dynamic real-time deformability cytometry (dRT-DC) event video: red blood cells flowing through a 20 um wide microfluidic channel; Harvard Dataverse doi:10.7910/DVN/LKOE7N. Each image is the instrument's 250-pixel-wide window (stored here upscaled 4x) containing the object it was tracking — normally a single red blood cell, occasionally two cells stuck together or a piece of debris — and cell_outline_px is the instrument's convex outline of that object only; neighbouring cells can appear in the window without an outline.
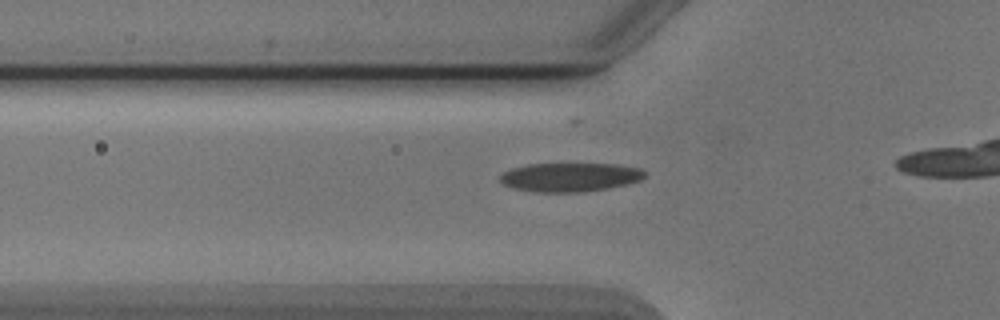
{"species": "Egyptian fruit bat (a non-hibernating species)", "species_latin": "Rousettus aegyptiacus", "temperature_condition": "cold", "stored_images_in_passage": 19, "camera_frame_rate_fps": 3000, "um_per_image_px": 0.085, "animal": {"sex": "male"}, "frame": {"image": 1, "passage_image": 7, "time_ms": 2.0, "image_size_px": [1000, 320], "cell_outline_px": [[648, 172], [640, 180], [608, 188], [580, 192], [532, 192], [512, 188], [504, 184], [500, 180], [500, 176], [504, 172], [512, 168], [528, 164], [616, 164], [640, 168]], "centroid_in_image_um": [48.44, 15.06], "position_along_channel_um": 77.4, "area_um2": 24.28}}
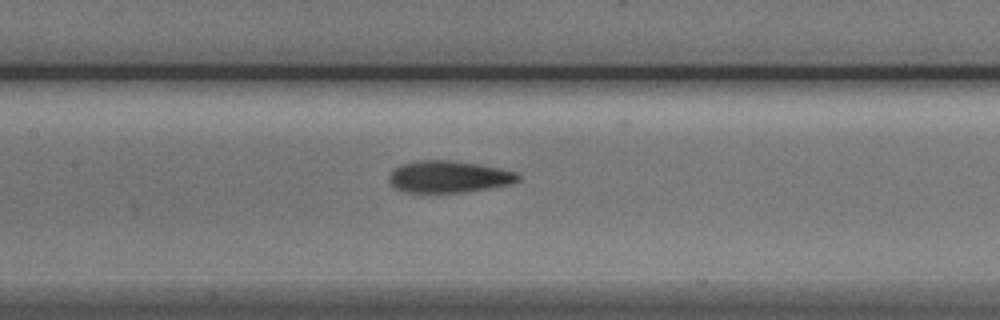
{"frame": {"image": 2, "passage_image": 14, "time_ms": 4.333, "image_size_px": [1000, 320], "cell_outline_px": [[520, 180], [512, 184], [464, 192], [404, 192], [392, 188], [388, 180], [388, 176], [392, 168], [400, 164], [416, 160], [448, 160], [476, 164], [516, 172], [520, 176]], "centroid_in_image_um": [38.06, 15.02], "position_along_channel_um": 169.3, "area_um2": 24.1}}
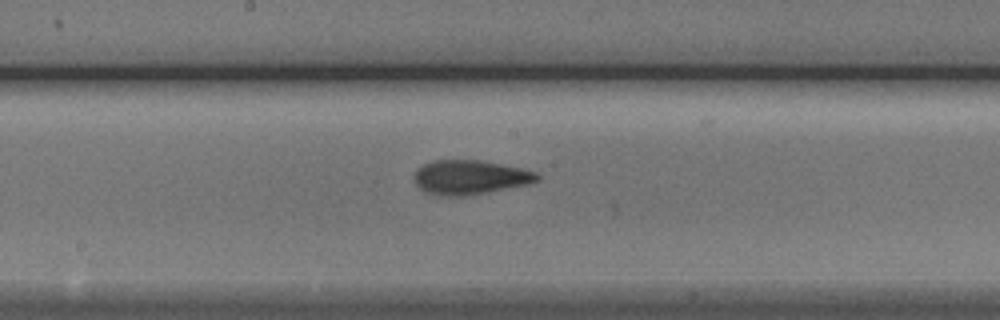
{"frame": {"image": 3, "passage_image": 17, "time_ms": 5.333, "image_size_px": [1000, 320], "cell_outline_px": [[540, 180], [528, 184], [464, 196], [440, 196], [424, 192], [416, 184], [416, 168], [432, 160], [480, 160], [520, 168], [536, 172], [540, 176]], "centroid_in_image_um": [39.94, 15.07], "position_along_channel_um": 208.3, "area_um2": 24.39}}